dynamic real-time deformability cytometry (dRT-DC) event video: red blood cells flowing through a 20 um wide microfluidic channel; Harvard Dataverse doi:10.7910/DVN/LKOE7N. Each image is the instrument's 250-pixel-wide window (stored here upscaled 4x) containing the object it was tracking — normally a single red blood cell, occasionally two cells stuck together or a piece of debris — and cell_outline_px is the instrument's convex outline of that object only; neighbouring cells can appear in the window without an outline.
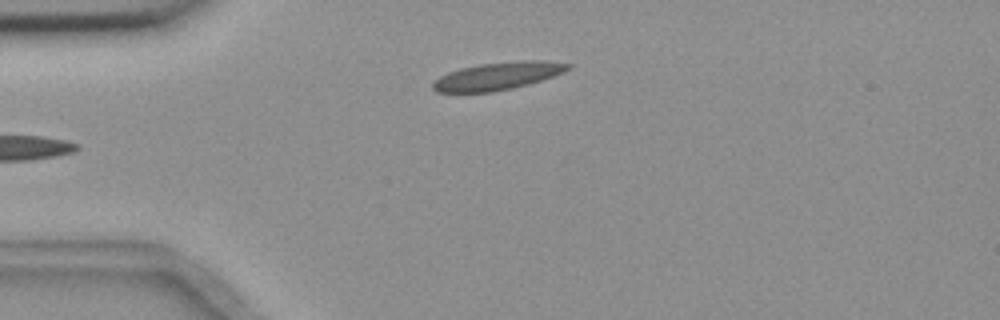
{"species": "common noctule bat (a hibernating species)", "species_latin": "Nyctalus noctula", "temperature_condition": "room temperature", "stored_images_in_passage": 3, "camera_frame_rate_fps": 3000, "um_per_image_px": 0.085, "animal": {"sex": "female", "body_mass_g": 18.4}, "frame": {"image": 1, "passage_image": 3, "time_ms": 2.333, "image_size_px": [1000, 320], "cell_outline_px": [[572, 68], [564, 72], [528, 84], [512, 88], [492, 92], [436, 92], [432, 88], [432, 84], [440, 76], [448, 72], [460, 68], [480, 64], [524, 60], [544, 60], [572, 64]], "centroid_in_image_um": [42.32, 6.45], "position_along_channel_um": 42.7, "area_um2": 21.68}}